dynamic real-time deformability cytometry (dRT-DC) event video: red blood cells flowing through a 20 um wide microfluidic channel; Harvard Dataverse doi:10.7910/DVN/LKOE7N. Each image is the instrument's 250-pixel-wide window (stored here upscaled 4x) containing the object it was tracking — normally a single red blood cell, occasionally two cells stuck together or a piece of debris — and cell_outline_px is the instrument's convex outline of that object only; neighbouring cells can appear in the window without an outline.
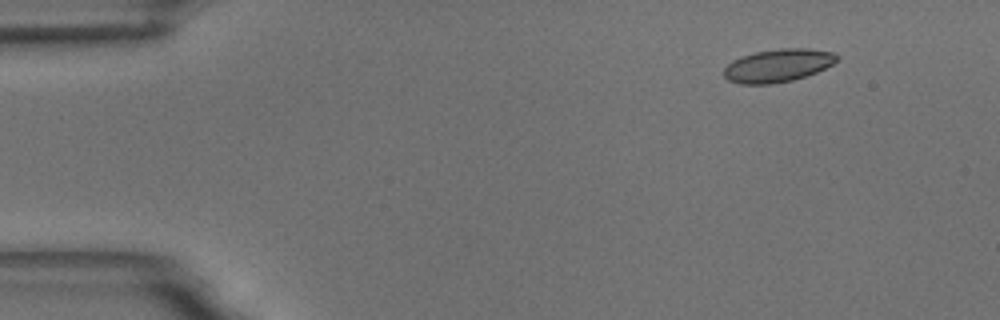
{"species": "common noctule bat (a hibernating species)", "species_latin": "Nyctalus noctula", "temperature_condition": "room temperature", "stored_images_in_passage": 51, "camera_frame_rate_fps": 3000, "um_per_image_px": 0.085, "animal": {"sex": "male", "body_mass_g": 18.8}, "frame": {"image": 1, "passage_image": 1, "time_ms": 0.0, "image_size_px": [1000, 320], "cell_outline_px": [[840, 56], [832, 64], [816, 72], [792, 80], [772, 84], [740, 84], [728, 80], [724, 76], [724, 68], [732, 60], [740, 56], [756, 52], [780, 48], [808, 48], [832, 52]], "centroid_in_image_um": [66.09, 5.56], "position_along_channel_um": 18.9, "area_um2": 21.68}}
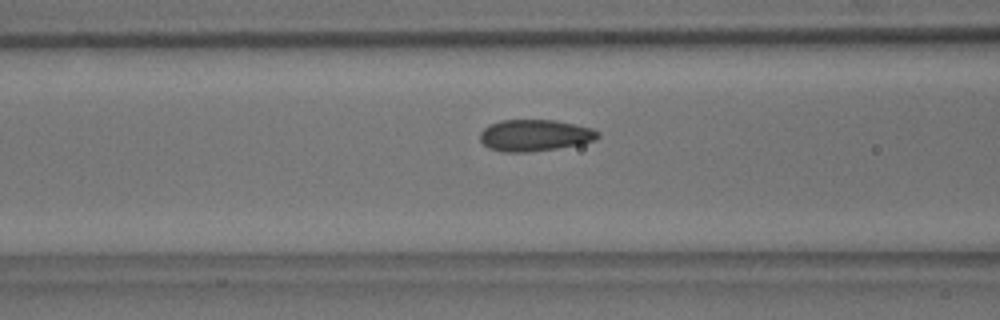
{"frame": {"image": 2, "passage_image": 17, "time_ms": 5.333, "image_size_px": [1000, 320], "cell_outline_px": [[600, 136], [596, 140], [580, 144], [556, 148], [528, 152], [504, 152], [488, 148], [480, 140], [480, 132], [488, 124], [500, 120], [556, 120], [592, 128], [600, 132]], "centroid_in_image_um": [45.45, 11.5], "position_along_channel_um": 121.2, "area_um2": 21.79}}
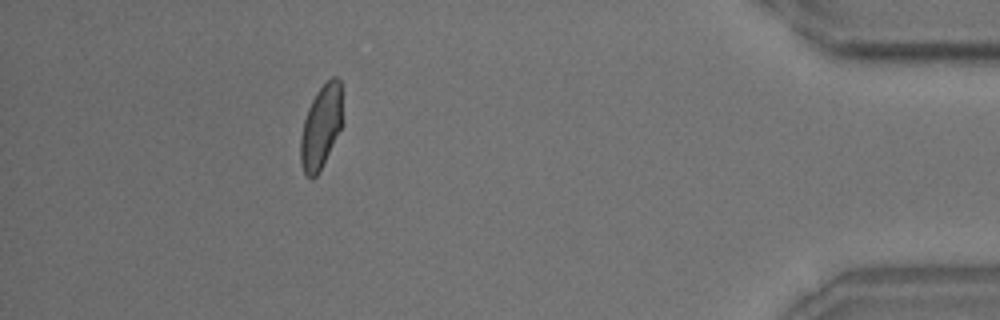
{"frame": {"image": 3, "passage_image": 45, "time_ms": 14.667, "image_size_px": [1000, 320], "cell_outline_px": [[344, 124], [320, 172], [312, 180], [304, 172], [300, 160], [300, 136], [304, 120], [308, 108], [316, 92], [332, 76], [336, 76], [340, 80], [344, 120]], "centroid_in_image_um": [27.32, 10.79], "position_along_channel_um": 407.9, "area_um2": 20.98}, "authors_computed_cell_mechanics": {"area_um2": 21.3282, "velocity_mm_per_s": 3.6246, "shape_relaxation_time_tau1_ms": 6.0457, "shape_relaxation_time_tau2_ms": null, "deformation_change_tau1": 0.1525, "deformation_change_tau2": null}}